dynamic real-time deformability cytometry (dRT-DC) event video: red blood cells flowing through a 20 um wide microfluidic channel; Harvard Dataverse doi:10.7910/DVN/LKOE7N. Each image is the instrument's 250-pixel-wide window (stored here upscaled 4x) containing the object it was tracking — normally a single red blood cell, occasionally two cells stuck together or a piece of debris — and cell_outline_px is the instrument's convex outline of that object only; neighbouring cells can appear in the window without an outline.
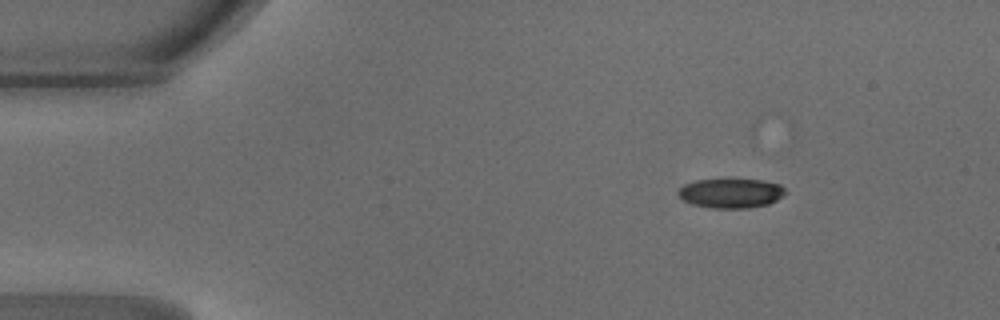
{"species": "common noctule bat (a hibernating species)", "species_latin": "Nyctalus noctula", "temperature_condition": "warm", "stored_images_in_passage": 42, "camera_frame_rate_fps": 3000, "um_per_image_px": 0.085, "animal": {"sex": "male", "body_mass_g": 18.8}, "frame": {"image": 1, "passage_image": 1, "time_ms": 0.0, "image_size_px": [1000, 320], "cell_outline_px": [[788, 192], [784, 196], [768, 204], [748, 208], [712, 208], [692, 204], [684, 200], [676, 192], [684, 184], [696, 180], [764, 180], [780, 184]], "centroid_in_image_um": [62.16, 16.42], "position_along_channel_um": 22.8, "area_um2": 18.38}}
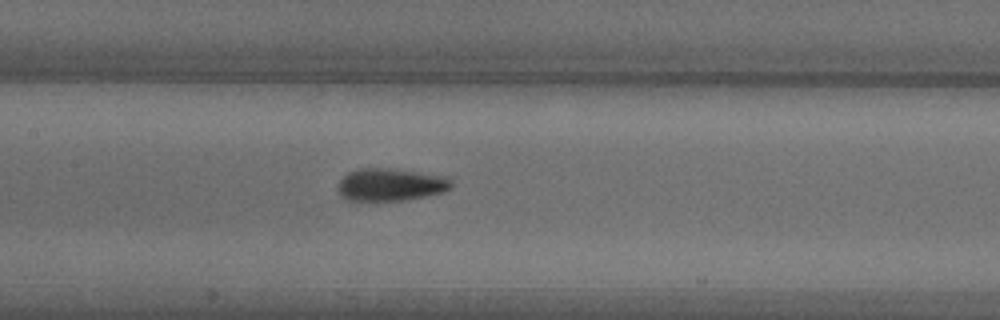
{"frame": {"image": 2, "passage_image": 17, "time_ms": 5.333, "image_size_px": [1000, 320], "cell_outline_px": [[452, 188], [444, 192], [428, 196], [404, 200], [348, 200], [340, 192], [340, 180], [348, 172], [360, 168], [388, 168], [444, 176], [452, 180]], "centroid_in_image_um": [33.26, 15.69], "position_along_channel_um": 174.1, "area_um2": 21.21}}
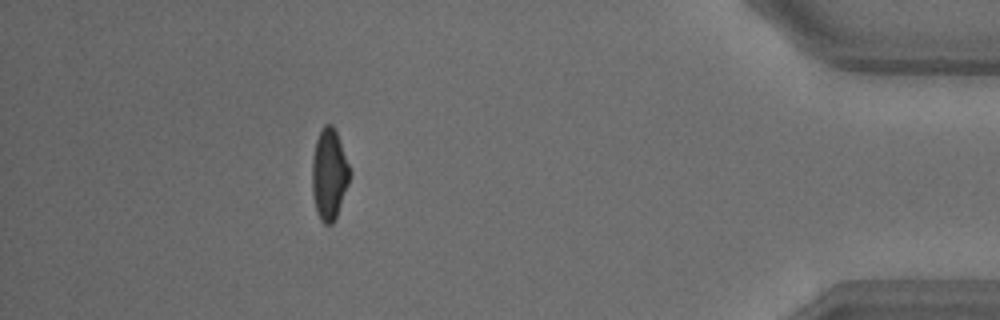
{"frame": {"image": 3, "passage_image": 37, "time_ms": 12.0, "image_size_px": [1000, 320], "cell_outline_px": [[352, 172], [348, 184], [336, 216], [332, 224], [324, 224], [320, 220], [316, 212], [312, 192], [312, 156], [316, 140], [324, 124], [332, 124], [336, 132]], "centroid_in_image_um": [27.97, 14.82], "position_along_channel_um": 407.2, "area_um2": 19.94}, "authors_computed_cell_mechanics": {"area_um2": 20.4323, "velocity_mm_per_s": 4.2419, "shape_relaxation_time_tau1_ms": 5.3745, "shape_relaxation_time_tau2_ms": 1.4332, "deformation_change_tau1": 0.1763, "deformation_change_tau2": 0.0867}}